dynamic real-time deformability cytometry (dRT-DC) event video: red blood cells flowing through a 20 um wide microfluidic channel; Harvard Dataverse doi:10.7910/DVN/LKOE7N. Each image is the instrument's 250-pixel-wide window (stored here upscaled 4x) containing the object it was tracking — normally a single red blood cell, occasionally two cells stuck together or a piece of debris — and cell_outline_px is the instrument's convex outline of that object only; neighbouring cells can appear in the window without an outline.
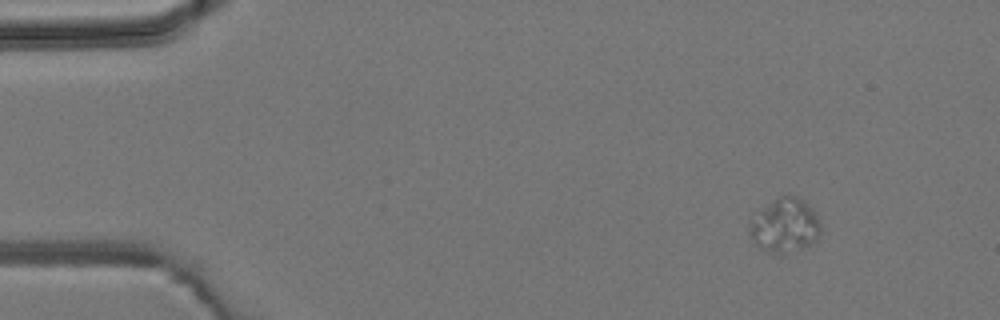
{"species": "common noctule bat (a hibernating species)", "species_latin": "Nyctalus noctula", "temperature_condition": "room temperature", "stored_images_in_passage": 4, "camera_frame_rate_fps": 3000, "um_per_image_px": 0.085, "animal": {"sex": "male", "body_mass_g": 19.2, "forearm_length_mm": 51.8}, "frame": {"image": 1, "passage_image": 4, "time_ms": 5.333, "image_size_px": [1000, 320], "cell_outline_px": [[820, 232], [816, 240], [804, 248], [784, 256], [780, 256], [764, 252], [752, 240], [748, 232], [748, 216], [780, 196], [796, 196], [804, 200], [816, 212], [820, 220]], "centroid_in_image_um": [66.66, 19.2], "position_along_channel_um": 18.3, "area_um2": 23.47}}